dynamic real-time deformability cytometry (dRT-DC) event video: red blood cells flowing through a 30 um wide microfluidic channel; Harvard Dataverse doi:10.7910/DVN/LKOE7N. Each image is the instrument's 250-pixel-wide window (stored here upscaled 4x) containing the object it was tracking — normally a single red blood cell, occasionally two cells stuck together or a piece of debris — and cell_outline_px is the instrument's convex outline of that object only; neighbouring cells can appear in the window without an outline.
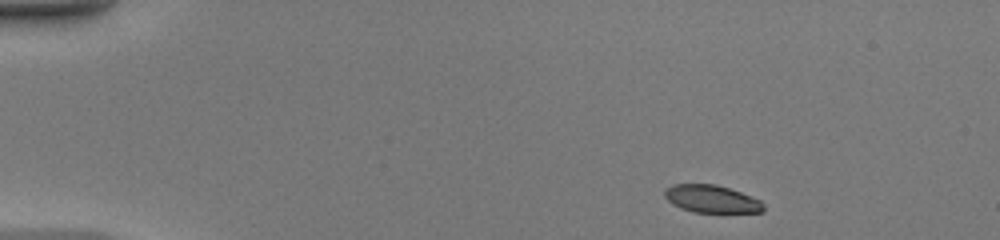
{"species": "common noctule bat (a hibernating species)", "species_latin": "Nyctalus noctula", "temperature_condition": "warm", "stored_images_in_passage": 41, "camera_frame_rate_fps": 3000, "um_per_image_px": 0.085, "animal": {"sex": "female", "body_mass_g": 20.0, "forearm_length_mm": 54.0}, "frame": {"image": 1, "passage_image": 1, "time_ms": 0.0, "image_size_px": [1000, 240], "cell_outline_px": [[764, 208], [760, 212], [700, 212], [684, 208], [676, 204], [668, 196], [668, 188], [680, 184], [708, 184], [728, 188], [748, 196], [756, 200]], "centroid_in_image_um": [60.54, 16.91], "position_along_channel_um": 24.5, "area_um2": 14.51}}
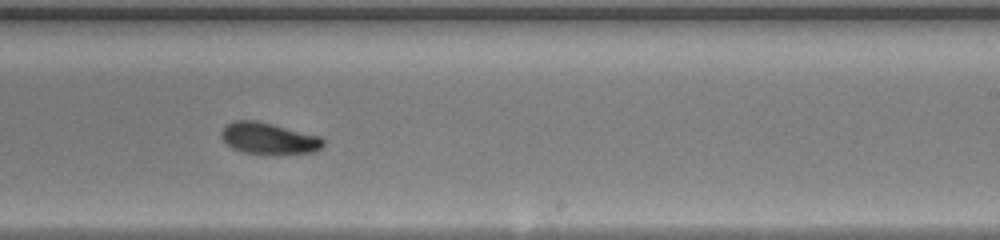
{"frame": {"image": 2, "passage_image": 24, "time_ms": 7.667, "image_size_px": [1000, 240], "cell_outline_px": [[320, 144], [316, 148], [296, 152], [256, 152], [240, 148], [232, 144], [224, 136], [224, 132], [232, 124], [264, 124], [312, 136], [320, 140]], "centroid_in_image_um": [22.86, 11.8], "position_along_channel_um": 266.1, "area_um2": 14.57}}
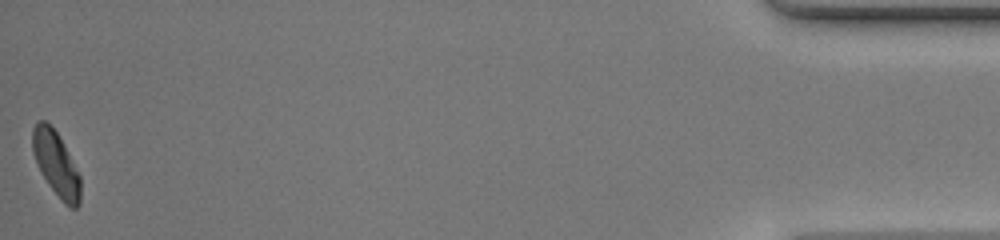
{"frame": {"image": 3, "passage_image": 41, "time_ms": 13.333, "image_size_px": [1000, 240], "cell_outline_px": [[80, 196], [76, 208], [72, 208], [52, 188], [44, 176], [36, 160], [32, 144], [32, 132], [36, 124], [40, 120], [44, 120], [56, 132], [80, 176]], "centroid_in_image_um": [4.76, 13.89], "position_along_channel_um": 430.4, "area_um2": 16.76}, "authors_computed_cell_mechanics": {"area_um2": 15.3748, "velocity_mm_per_s": 4.4492, "shape_relaxation_time_tau1_ms": 2.4933, "shape_relaxation_time_tau2_ms": 4.0631, "deformation_change_tau1": 0.1526, "deformation_change_tau2": 0.1155}}